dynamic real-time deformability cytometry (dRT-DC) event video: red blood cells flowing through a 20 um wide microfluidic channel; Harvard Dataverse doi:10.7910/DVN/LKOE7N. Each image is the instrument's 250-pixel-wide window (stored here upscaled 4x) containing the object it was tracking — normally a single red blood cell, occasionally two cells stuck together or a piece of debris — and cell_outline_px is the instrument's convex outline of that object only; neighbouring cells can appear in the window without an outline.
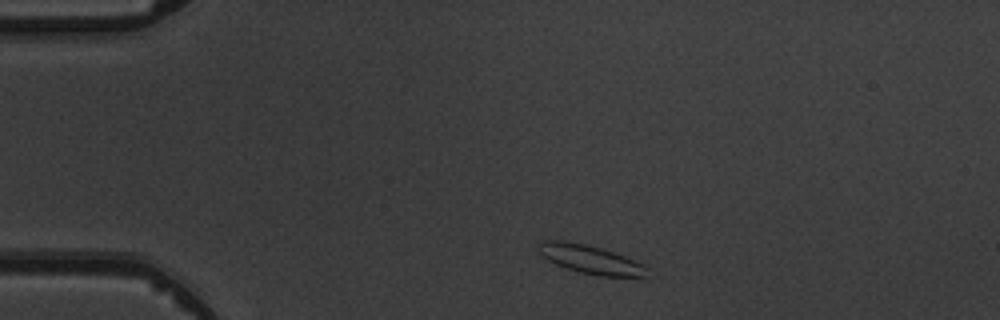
{"species": "common noctule bat (a hibernating species)", "species_latin": "Nyctalus noctula", "temperature_condition": "warm", "stored_images_in_passage": 8, "camera_frame_rate_fps": 3000, "um_per_image_px": 0.085, "animal": {"sex": "male", "body_mass_g": 19.5, "forearm_length_mm": 54.6}, "frame": {"image": 1, "passage_image": 1, "time_ms": 0.0, "image_size_px": [1000, 320], "cell_outline_px": [[648, 280], [596, 276], [580, 272], [556, 264], [548, 260], [536, 248], [540, 240], [564, 240], [584, 244], [600, 248], [636, 260], [644, 264], [648, 268]], "centroid_in_image_um": [50.32, 22.1], "position_along_channel_um": 34.7, "area_um2": 18.79}}
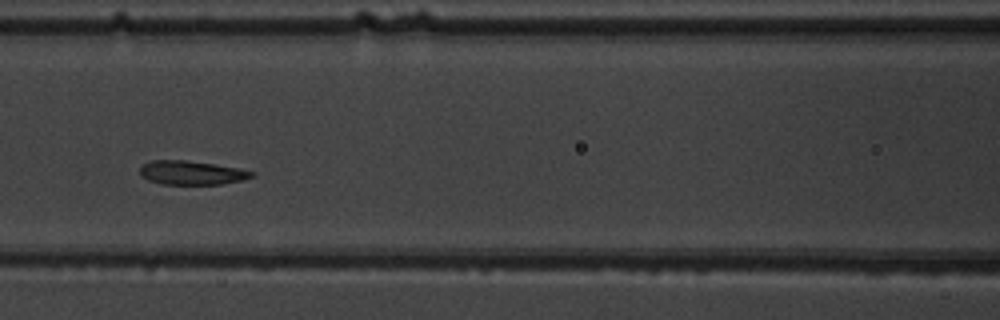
{"frame": {"image": 2, "passage_image": 5, "time_ms": 4.333, "image_size_px": [1000, 320], "cell_outline_px": [[256, 176], [224, 184], [160, 184], [148, 180], [140, 176], [140, 168], [144, 164], [152, 160], [184, 160], [216, 164], [240, 168], [256, 172]], "centroid_in_image_um": [16.31, 14.68], "position_along_channel_um": 150.3, "area_um2": 15.72}}
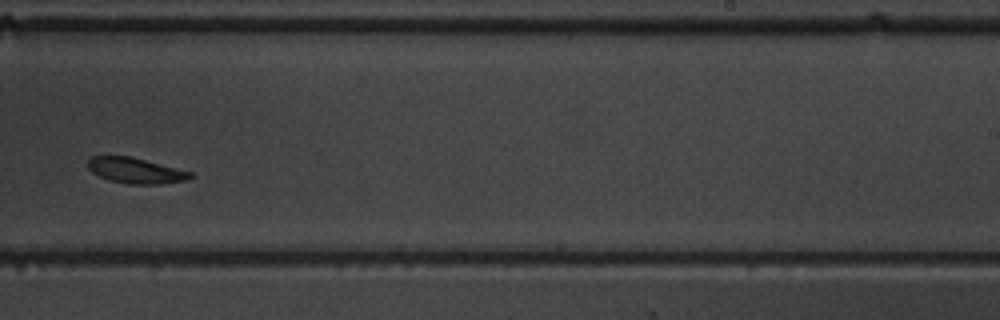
{"frame": {"image": 3, "passage_image": 8, "time_ms": 7.667, "image_size_px": [1000, 320], "cell_outline_px": [[196, 176], [188, 180], [160, 184], [128, 184], [108, 180], [92, 172], [88, 168], [88, 160], [92, 156], [132, 156], [196, 172]], "centroid_in_image_um": [11.63, 14.5], "position_along_channel_um": 277.4, "area_um2": 15.72}}